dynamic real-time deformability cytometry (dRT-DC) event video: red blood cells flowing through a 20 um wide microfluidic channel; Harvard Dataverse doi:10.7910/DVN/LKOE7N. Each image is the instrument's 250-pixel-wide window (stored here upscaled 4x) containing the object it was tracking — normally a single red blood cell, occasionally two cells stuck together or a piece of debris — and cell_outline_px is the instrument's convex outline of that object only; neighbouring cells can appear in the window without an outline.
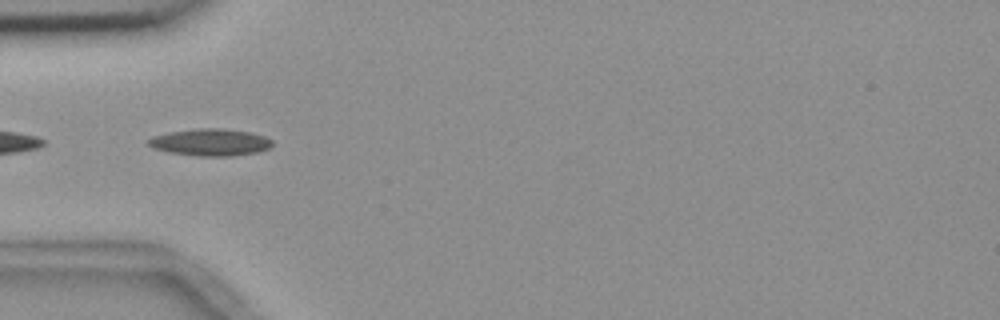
{"species": "common noctule bat (a hibernating species)", "species_latin": "Nyctalus noctula", "temperature_condition": "room temperature", "stored_images_in_passage": 39, "camera_frame_rate_fps": 3000, "um_per_image_px": 0.085, "animal": {"sex": "female", "body_mass_g": 18.4}, "frame": {"image": 1, "passage_image": 1, "time_ms": 0.0, "image_size_px": [1000, 320], "cell_outline_px": [[272, 144], [268, 148], [256, 152], [228, 156], [196, 156], [168, 152], [152, 148], [144, 140], [152, 136], [168, 132], [196, 128], [220, 128], [252, 132], [264, 136], [272, 140]], "centroid_in_image_um": [17.81, 12.08], "position_along_channel_um": 67.2, "area_um2": 19.65}}
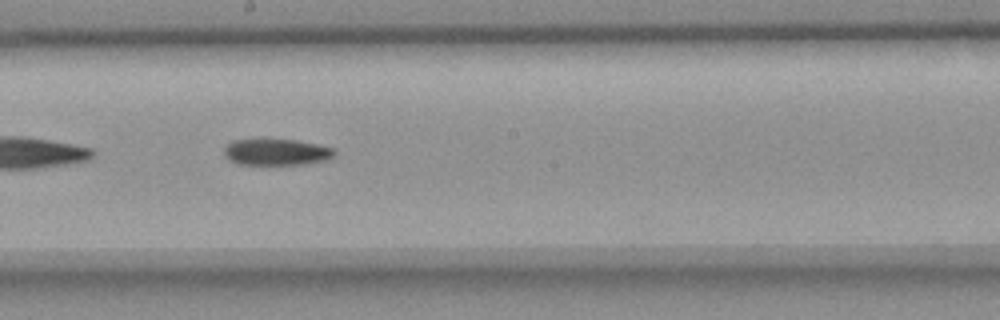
{"frame": {"image": 2, "passage_image": 14, "time_ms": 4.333, "image_size_px": [1000, 320], "cell_outline_px": [[336, 152], [328, 160], [300, 164], [240, 164], [228, 160], [224, 156], [224, 148], [232, 140], [260, 136], [296, 140], [316, 144], [332, 148]], "centroid_in_image_um": [23.41, 12.87], "position_along_channel_um": 224.8, "area_um2": 17.63}}
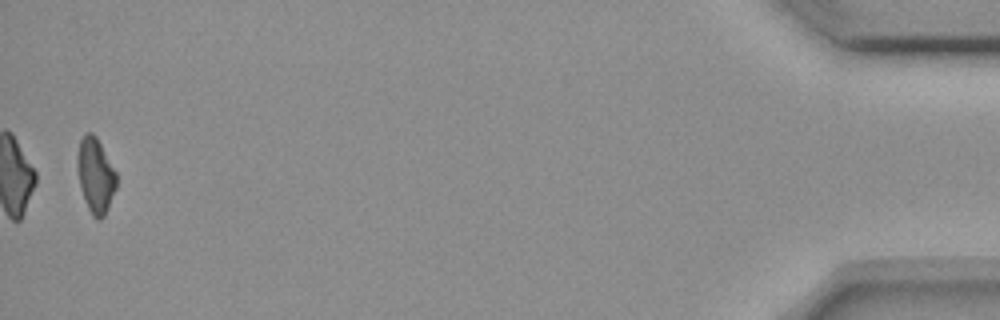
{"frame": {"image": 3, "passage_image": 38, "time_ms": 12.333, "image_size_px": [1000, 320], "cell_outline_px": [[116, 188], [104, 216], [100, 220], [92, 216], [84, 200], [80, 184], [76, 164], [76, 160], [80, 140], [84, 132], [92, 132], [96, 136], [116, 172]], "centroid_in_image_um": [8.1, 14.89], "position_along_channel_um": 427.1, "area_um2": 16.99}}